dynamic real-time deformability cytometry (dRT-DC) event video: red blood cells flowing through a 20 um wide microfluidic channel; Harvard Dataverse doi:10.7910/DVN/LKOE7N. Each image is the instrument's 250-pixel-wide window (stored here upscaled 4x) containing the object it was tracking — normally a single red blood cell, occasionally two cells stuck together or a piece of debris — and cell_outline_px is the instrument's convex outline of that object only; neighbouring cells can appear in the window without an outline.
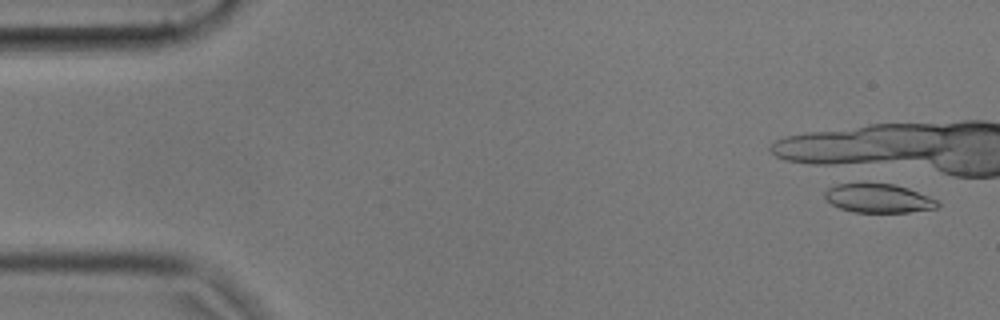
{"species": "common noctule bat (a hibernating species)", "species_latin": "Nyctalus noctula", "temperature_condition": "cold", "stored_images_in_passage": 2, "camera_frame_rate_fps": 3000, "um_per_image_px": 0.085, "animal": {"sex": "male", "body_mass_g": 17.9, "forearm_length_mm": 54.2}, "frame": {"image": 1, "passage_image": 2, "time_ms": 0.333, "image_size_px": [1000, 320], "cell_outline_px": [[940, 204], [936, 208], [908, 212], [852, 212], [840, 208], [832, 204], [824, 196], [824, 192], [828, 188], [836, 184], [892, 184], [908, 188], [928, 196], [936, 200]], "centroid_in_image_um": [74.65, 16.86], "position_along_channel_um": 10.3, "area_um2": 18.67}}